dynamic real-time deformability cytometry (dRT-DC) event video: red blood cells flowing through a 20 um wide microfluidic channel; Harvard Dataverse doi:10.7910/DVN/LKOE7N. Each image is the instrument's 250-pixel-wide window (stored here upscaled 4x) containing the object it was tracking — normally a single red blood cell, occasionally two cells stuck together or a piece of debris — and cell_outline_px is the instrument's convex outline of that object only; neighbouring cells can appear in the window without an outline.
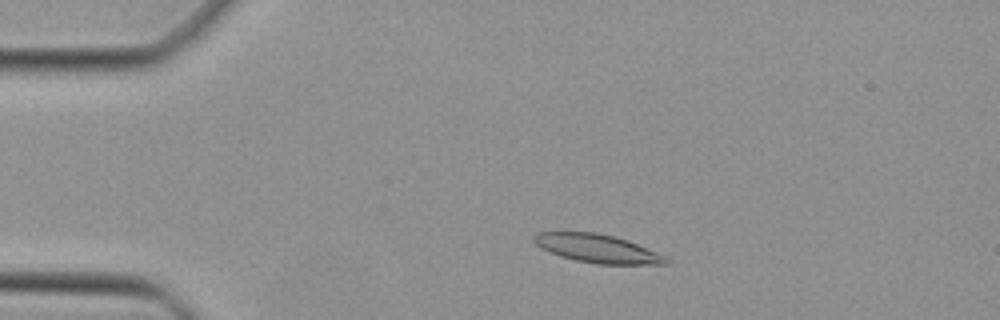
{"species": "Egyptian fruit bat (a non-hibernating species)", "species_latin": "Rousettus aegyptiacus", "temperature_condition": "cold", "stored_images_in_passage": 44, "camera_frame_rate_fps": 3000, "um_per_image_px": 0.085, "animal": {"sex": "female"}, "frame": {"image": 1, "passage_image": 7, "time_ms": 2.0, "image_size_px": [1000, 320], "cell_outline_px": [[668, 264], [596, 264], [576, 260], [560, 256], [540, 248], [532, 240], [532, 236], [536, 232], [596, 232], [616, 236], [628, 240], [668, 256]], "centroid_in_image_um": [50.78, 21.11], "position_along_channel_um": 34.2, "area_um2": 22.08}}
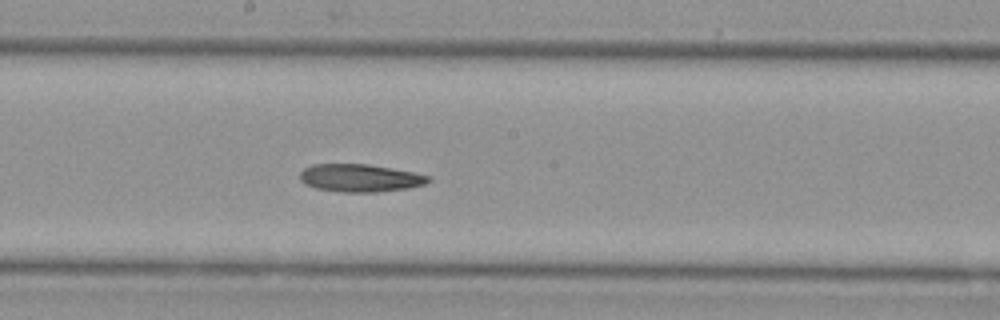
{"frame": {"image": 2, "passage_image": 23, "time_ms": 7.333, "image_size_px": [1000, 320], "cell_outline_px": [[432, 180], [424, 184], [408, 188], [376, 192], [340, 192], [316, 188], [304, 184], [300, 180], [300, 172], [304, 168], [312, 164], [368, 164], [392, 168], [432, 176]], "centroid_in_image_um": [30.6, 15.13], "position_along_channel_um": 217.6, "area_um2": 20.87}}
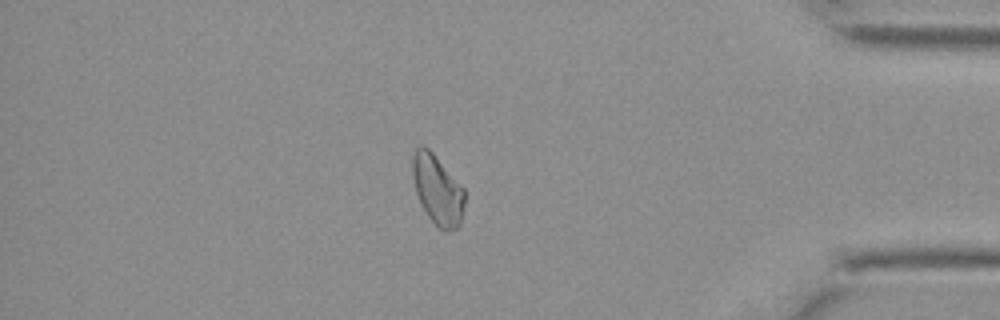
{"frame": {"image": 3, "passage_image": 38, "time_ms": 12.333, "image_size_px": [1000, 320], "cell_outline_px": [[464, 204], [460, 224], [456, 228], [444, 232], [428, 216], [416, 192], [412, 176], [412, 156], [416, 148], [420, 144], [424, 144], [432, 152], [464, 188]], "centroid_in_image_um": [37.18, 16.1], "position_along_channel_um": 398.0, "area_um2": 20.92}}